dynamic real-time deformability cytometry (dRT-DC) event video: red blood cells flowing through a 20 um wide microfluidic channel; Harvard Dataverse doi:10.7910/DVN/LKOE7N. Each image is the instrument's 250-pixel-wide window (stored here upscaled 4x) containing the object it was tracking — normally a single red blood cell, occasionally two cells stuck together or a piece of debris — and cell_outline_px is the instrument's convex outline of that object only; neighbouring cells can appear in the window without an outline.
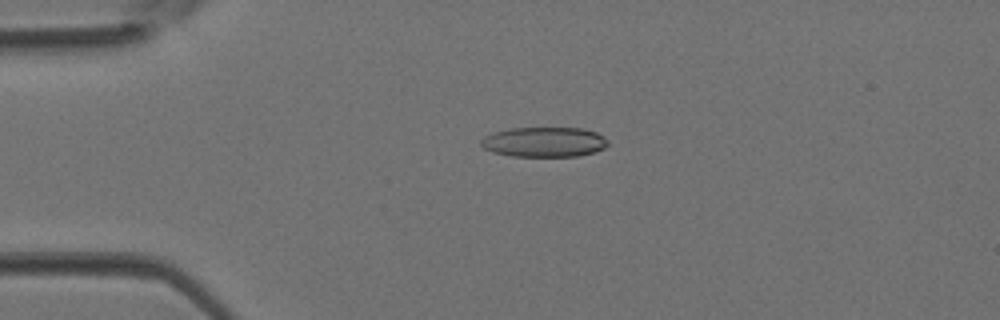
{"species": "Egyptian fruit bat (a non-hibernating species)", "species_latin": "Rousettus aegyptiacus", "temperature_condition": "room temperature", "stored_images_in_passage": 3, "camera_frame_rate_fps": 3000, "um_per_image_px": 0.085, "animal": {"sex": "female"}, "frame": {"image": 1, "passage_image": 2, "time_ms": 0.333, "image_size_px": [1000, 320], "cell_outline_px": [[608, 144], [604, 148], [592, 152], [576, 156], [512, 156], [492, 152], [484, 148], [480, 144], [480, 140], [484, 136], [492, 132], [512, 128], [580, 128], [596, 132], [604, 136], [608, 140]], "centroid_in_image_um": [46.23, 12.06], "position_along_channel_um": 38.8, "area_um2": 22.14}}
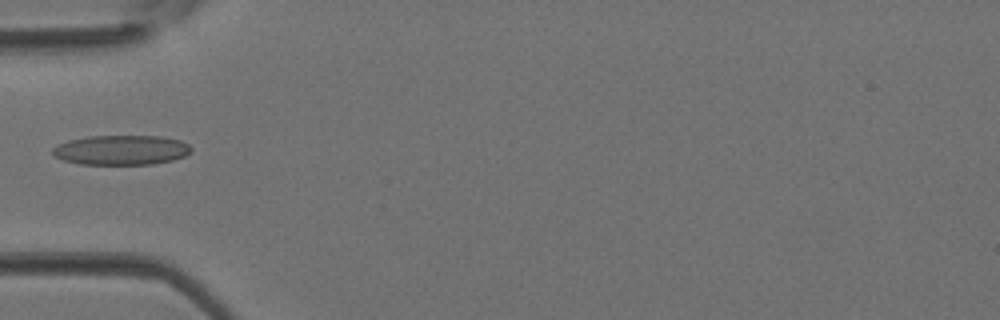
{"frame": {"image": 2, "passage_image": 3, "time_ms": 0.667, "image_size_px": [1000, 320], "cell_outline_px": [[192, 152], [184, 156], [172, 160], [152, 164], [80, 164], [64, 160], [56, 156], [52, 152], [52, 148], [68, 140], [88, 136], [160, 136], [180, 140], [188, 144], [192, 148]], "centroid_in_image_um": [10.33, 12.75], "position_along_channel_um": 74.7, "area_um2": 23.93}}